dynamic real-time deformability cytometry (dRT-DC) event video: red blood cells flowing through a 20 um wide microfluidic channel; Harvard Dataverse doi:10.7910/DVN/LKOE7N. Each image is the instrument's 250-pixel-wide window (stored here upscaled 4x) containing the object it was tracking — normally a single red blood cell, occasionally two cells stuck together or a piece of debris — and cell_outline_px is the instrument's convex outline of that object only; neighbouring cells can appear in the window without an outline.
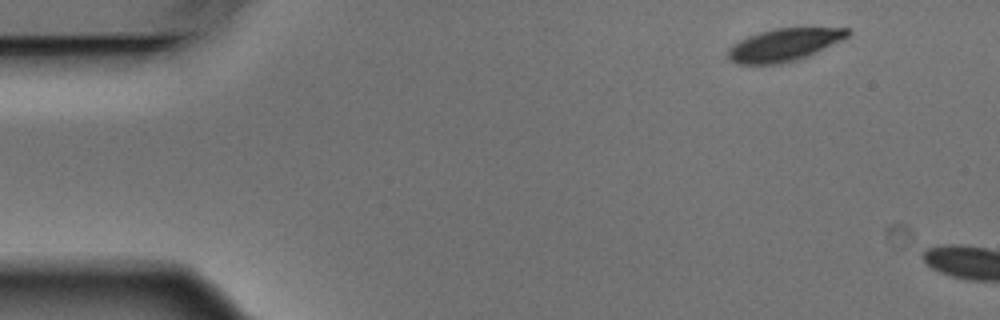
{"species": "Egyptian fruit bat (a non-hibernating species)", "species_latin": "Rousettus aegyptiacus", "temperature_condition": "warm", "stored_images_in_passage": 2, "camera_frame_rate_fps": 3000, "um_per_image_px": 0.085, "animal": {"sex": "male"}, "frame": {"image": 1, "passage_image": 1, "time_ms": 0.0, "image_size_px": [1000, 320], "cell_outline_px": [[852, 32], [848, 36], [808, 56], [796, 60], [780, 64], [736, 64], [728, 60], [728, 48], [740, 40], [748, 36], [772, 28], [848, 28]], "centroid_in_image_um": [66.61, 3.81], "position_along_channel_um": 18.4, "area_um2": 22.6}}